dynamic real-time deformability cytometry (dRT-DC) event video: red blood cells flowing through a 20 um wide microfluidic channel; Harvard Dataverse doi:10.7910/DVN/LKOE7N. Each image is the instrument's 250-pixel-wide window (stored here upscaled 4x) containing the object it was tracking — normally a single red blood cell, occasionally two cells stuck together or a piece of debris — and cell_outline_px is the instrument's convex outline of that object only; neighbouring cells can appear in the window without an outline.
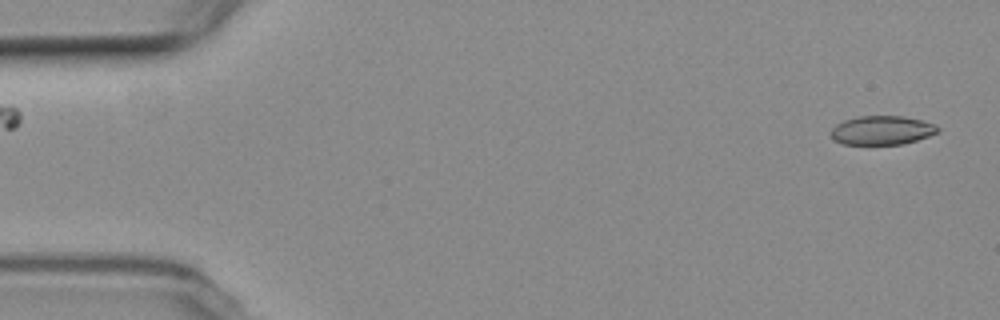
{"species": "common noctule bat (a hibernating species)", "species_latin": "Nyctalus noctula", "temperature_condition": "room temperature", "stored_images_in_passage": 2, "camera_frame_rate_fps": 3000, "um_per_image_px": 0.085, "animal": {"sex": "female", "body_mass_g": 19.3, "forearm_length_mm": 54.1}, "frame": {"image": 1, "passage_image": 2, "time_ms": 1.333, "image_size_px": [1000, 320], "cell_outline_px": [[940, 132], [904, 144], [840, 144], [832, 140], [832, 128], [836, 124], [844, 120], [860, 116], [904, 116], [936, 124], [940, 128]], "centroid_in_image_um": [74.97, 11.07], "position_along_channel_um": 10.0, "area_um2": 18.09}}